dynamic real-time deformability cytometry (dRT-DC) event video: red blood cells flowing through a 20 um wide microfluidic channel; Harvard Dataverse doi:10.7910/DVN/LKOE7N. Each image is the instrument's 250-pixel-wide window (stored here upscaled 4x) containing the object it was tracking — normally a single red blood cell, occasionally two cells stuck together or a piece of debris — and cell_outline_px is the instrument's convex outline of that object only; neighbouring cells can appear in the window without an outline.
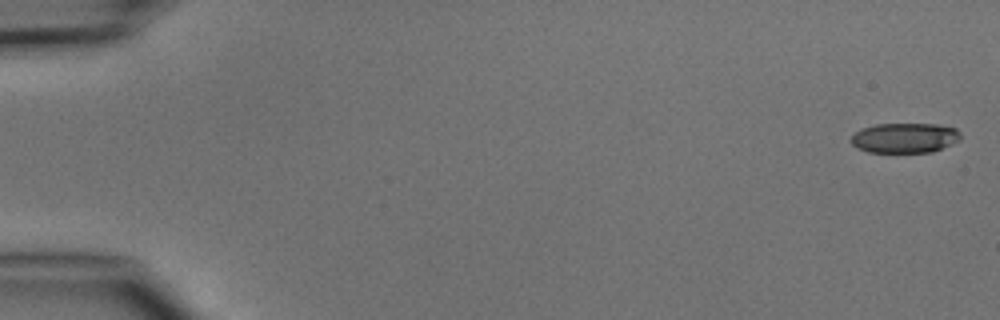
{"species": "common noctule bat (a hibernating species)", "species_latin": "Nyctalus noctula", "temperature_condition": "cold", "stored_images_in_passage": 2, "camera_frame_rate_fps": 3000, "um_per_image_px": 0.085, "animal": {"sex": "male", "body_mass_g": 15.6}, "frame": {"image": 1, "passage_image": 2, "time_ms": 1.333, "image_size_px": [1000, 320], "cell_outline_px": [[960, 140], [952, 144], [932, 152], [868, 152], [852, 144], [848, 140], [856, 132], [864, 128], [876, 124], [936, 124], [956, 128], [960, 132]], "centroid_in_image_um": [76.92, 11.72], "position_along_channel_um": 8.1, "area_um2": 19.07}}